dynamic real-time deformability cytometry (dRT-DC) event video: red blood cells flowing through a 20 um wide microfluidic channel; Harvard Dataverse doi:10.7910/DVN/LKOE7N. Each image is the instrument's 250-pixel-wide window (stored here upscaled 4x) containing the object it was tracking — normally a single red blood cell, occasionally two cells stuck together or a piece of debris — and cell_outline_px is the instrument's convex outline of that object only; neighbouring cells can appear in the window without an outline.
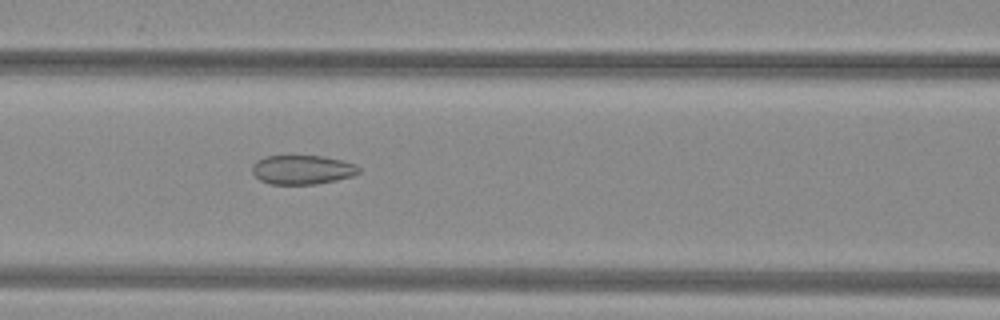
{"species": "common noctule bat (a hibernating species)", "species_latin": "Nyctalus noctula", "temperature_condition": "warm", "stored_images_in_passage": 53, "camera_frame_rate_fps": 3000, "um_per_image_px": 0.085, "animal": {"sex": "female", "body_mass_g": 29.2, "forearm_length_mm": 56.3}, "frame": {"image": 1, "passage_image": 24, "time_ms": 7.667, "image_size_px": [1000, 320], "cell_outline_px": [[360, 172], [352, 176], [336, 180], [316, 184], [268, 184], [260, 180], [252, 172], [252, 164], [256, 160], [264, 156], [324, 156], [356, 164], [360, 168]], "centroid_in_image_um": [25.68, 14.42], "position_along_channel_um": 140.9, "area_um2": 18.21}}
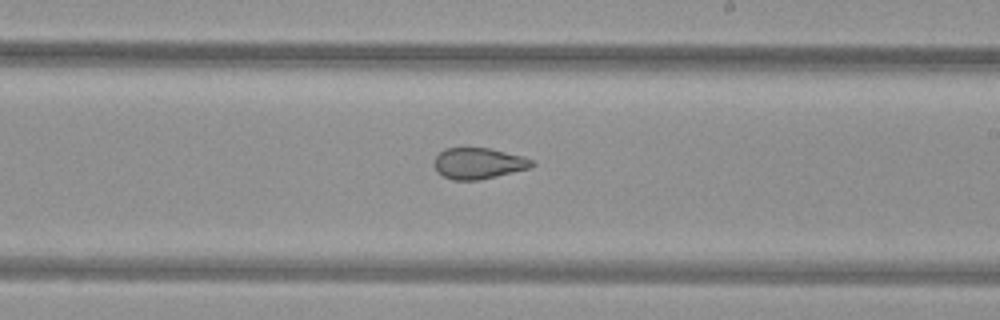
{"frame": {"image": 2, "passage_image": 32, "time_ms": 10.333, "image_size_px": [1000, 320], "cell_outline_px": [[536, 164], [532, 168], [480, 180], [452, 180], [436, 172], [432, 164], [432, 160], [444, 148], [488, 148], [524, 156], [532, 160]], "centroid_in_image_um": [40.66, 13.89], "position_along_channel_um": 248.3, "area_um2": 18.03}}
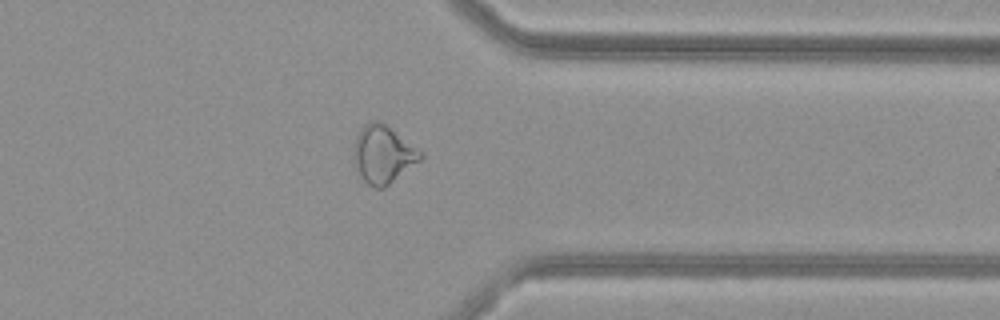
{"frame": {"image": 3, "passage_image": 42, "time_ms": 13.667, "image_size_px": [1000, 320], "cell_outline_px": [[424, 156], [420, 160], [384, 188], [376, 188], [368, 184], [356, 176], [352, 156], [352, 148], [356, 136], [360, 128], [368, 120], [380, 120], [420, 152]], "centroid_in_image_um": [32.45, 13.13], "position_along_channel_um": 379.0, "area_um2": 22.6}, "authors_computed_cell_mechanics": {"area_um2": 22.8888, "velocity_mm_per_s": 4.0375, "shape_relaxation_time_tau1_ms": null, "shape_relaxation_time_tau2_ms": 1.5845, "deformation_change_tau1": null, "deformation_change_tau2": 0.072}}